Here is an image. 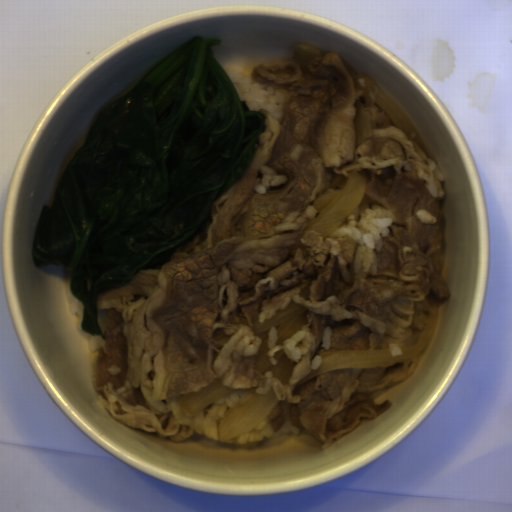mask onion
<instances>
[{
	"label": "onion",
	"instance_id": "6",
	"mask_svg": "<svg viewBox=\"0 0 512 512\" xmlns=\"http://www.w3.org/2000/svg\"><path fill=\"white\" fill-rule=\"evenodd\" d=\"M233 390L235 389L228 386H222L221 377L215 378L210 385L201 389L199 392H190L181 396L176 404L183 414L188 417L194 415Z\"/></svg>",
	"mask_w": 512,
	"mask_h": 512
},
{
	"label": "onion",
	"instance_id": "2",
	"mask_svg": "<svg viewBox=\"0 0 512 512\" xmlns=\"http://www.w3.org/2000/svg\"><path fill=\"white\" fill-rule=\"evenodd\" d=\"M439 318V305H433L423 330H416L399 348L402 355H393L389 349H347L322 355L319 369H314L298 381L297 386L334 369H371L385 367L417 358L433 338Z\"/></svg>",
	"mask_w": 512,
	"mask_h": 512
},
{
	"label": "onion",
	"instance_id": "7",
	"mask_svg": "<svg viewBox=\"0 0 512 512\" xmlns=\"http://www.w3.org/2000/svg\"><path fill=\"white\" fill-rule=\"evenodd\" d=\"M356 116L354 119L355 122V148L365 139L372 136L373 130L371 125V116L370 113L366 112L362 103L357 102L354 105Z\"/></svg>",
	"mask_w": 512,
	"mask_h": 512
},
{
	"label": "onion",
	"instance_id": "1",
	"mask_svg": "<svg viewBox=\"0 0 512 512\" xmlns=\"http://www.w3.org/2000/svg\"><path fill=\"white\" fill-rule=\"evenodd\" d=\"M369 175L367 171H352L348 176L343 173L333 175L330 187L333 191L321 195L313 203L317 215L308 218L302 233L295 237V243L289 246L288 251L309 248L302 241L307 231H315L324 239L335 231L342 222L351 215L356 208L364 211L376 203L366 194Z\"/></svg>",
	"mask_w": 512,
	"mask_h": 512
},
{
	"label": "onion",
	"instance_id": "4",
	"mask_svg": "<svg viewBox=\"0 0 512 512\" xmlns=\"http://www.w3.org/2000/svg\"><path fill=\"white\" fill-rule=\"evenodd\" d=\"M258 387L253 388L243 399L225 411L218 426L220 442L231 441L247 434L279 404L281 400H278L272 385L266 394L256 393Z\"/></svg>",
	"mask_w": 512,
	"mask_h": 512
},
{
	"label": "onion",
	"instance_id": "3",
	"mask_svg": "<svg viewBox=\"0 0 512 512\" xmlns=\"http://www.w3.org/2000/svg\"><path fill=\"white\" fill-rule=\"evenodd\" d=\"M309 311L299 304L296 300H290L282 309H277L273 316L260 322L258 313L252 318V330L254 336L261 338V343L257 352L253 355V368L255 371L265 374L270 371L282 385L287 384L292 376L294 365L297 364L294 359L288 357L283 351L275 353L276 365L272 363L268 356L269 352V331L274 328L277 336L275 345H281L300 332L303 327L309 323Z\"/></svg>",
	"mask_w": 512,
	"mask_h": 512
},
{
	"label": "onion",
	"instance_id": "5",
	"mask_svg": "<svg viewBox=\"0 0 512 512\" xmlns=\"http://www.w3.org/2000/svg\"><path fill=\"white\" fill-rule=\"evenodd\" d=\"M363 78L364 88L362 96L365 104L368 106L376 105L382 109L390 122L411 142L414 152L439 166L431 147L421 136L418 128L402 106L375 78L367 73Z\"/></svg>",
	"mask_w": 512,
	"mask_h": 512
}]
</instances>
